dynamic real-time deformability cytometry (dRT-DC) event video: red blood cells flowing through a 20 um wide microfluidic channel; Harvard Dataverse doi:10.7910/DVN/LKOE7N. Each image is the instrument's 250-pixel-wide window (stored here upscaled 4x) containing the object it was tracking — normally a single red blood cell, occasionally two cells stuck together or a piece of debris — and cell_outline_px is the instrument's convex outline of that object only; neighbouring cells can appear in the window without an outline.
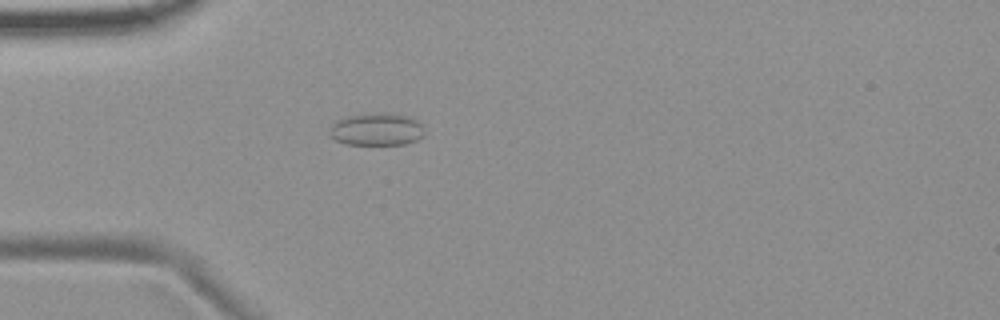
{"species": "common noctule bat (a hibernating species)", "species_latin": "Nyctalus noctula", "temperature_condition": "room temperature", "stored_images_in_passage": 4, "camera_frame_rate_fps": 3000, "um_per_image_px": 0.085, "animal": {"sex": "female", "body_mass_g": 19.9}, "frame": {"image": 1, "passage_image": 4, "time_ms": 3.667, "image_size_px": [1000, 320], "cell_outline_px": [[424, 136], [416, 140], [404, 144], [344, 144], [336, 140], [332, 136], [332, 124], [336, 120], [348, 116], [384, 112], [408, 116], [416, 120], [424, 128]], "centroid_in_image_um": [32.05, 10.99], "position_along_channel_um": 52.9, "area_um2": 17.74}}